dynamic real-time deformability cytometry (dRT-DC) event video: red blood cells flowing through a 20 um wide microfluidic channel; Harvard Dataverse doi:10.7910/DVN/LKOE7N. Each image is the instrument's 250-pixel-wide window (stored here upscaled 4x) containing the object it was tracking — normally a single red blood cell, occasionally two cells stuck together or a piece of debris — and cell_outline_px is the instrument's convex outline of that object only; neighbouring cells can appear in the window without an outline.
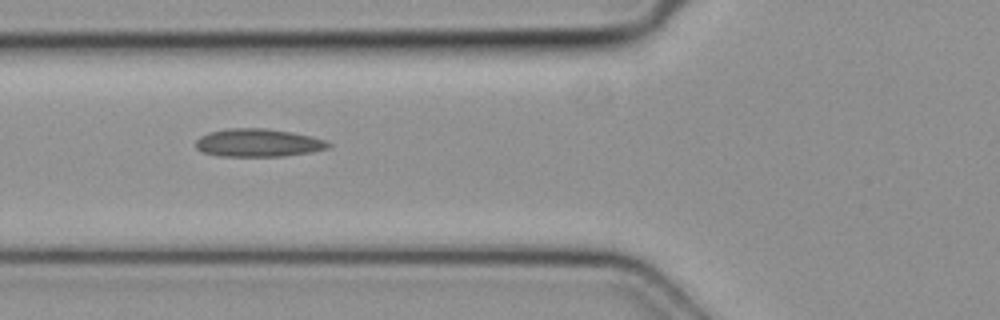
{"species": "common noctule bat (a hibernating species)", "species_latin": "Nyctalus noctula", "temperature_condition": "cold", "stored_images_in_passage": 3, "camera_frame_rate_fps": 3000, "um_per_image_px": 0.085, "animal": {"sex": "female", "body_mass_g": 19.3, "forearm_length_mm": 54.1}, "frame": {"image": 1, "passage_image": 3, "time_ms": 0.667, "image_size_px": [1000, 320], "cell_outline_px": [[332, 144], [328, 148], [312, 152], [284, 156], [220, 156], [204, 152], [196, 148], [196, 140], [200, 136], [208, 132], [224, 128], [264, 128], [292, 132], [324, 140]], "centroid_in_image_um": [21.92, 12.13], "position_along_channel_um": 103.9, "area_um2": 21.62}}